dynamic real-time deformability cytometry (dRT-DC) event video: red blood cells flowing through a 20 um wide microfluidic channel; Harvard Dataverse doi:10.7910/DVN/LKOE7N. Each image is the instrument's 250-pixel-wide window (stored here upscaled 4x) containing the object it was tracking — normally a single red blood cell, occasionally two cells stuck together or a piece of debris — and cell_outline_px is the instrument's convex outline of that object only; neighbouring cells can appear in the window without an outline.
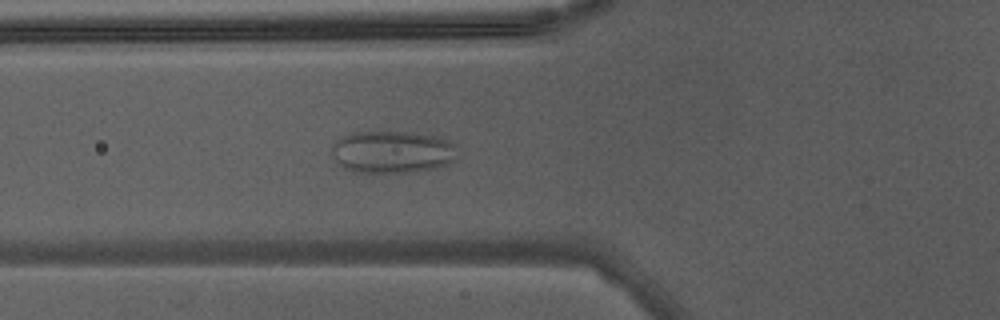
{"species": "Egyptian fruit bat (a non-hibernating species)", "species_latin": "Rousettus aegyptiacus", "temperature_condition": "warm", "stored_images_in_passage": 35, "camera_frame_rate_fps": 3000, "um_per_image_px": 0.085, "animal": {"sex": "male"}, "frame": {"image": 1, "passage_image": 11, "time_ms": 3.333, "image_size_px": [1000, 320], "cell_outline_px": [[456, 160], [448, 164], [436, 168], [416, 172], [352, 172], [336, 164], [332, 156], [332, 148], [336, 140], [352, 132], [408, 132], [440, 136], [448, 140], [452, 144]], "centroid_in_image_um": [33.32, 12.92], "position_along_channel_um": 92.5, "area_um2": 31.15}}